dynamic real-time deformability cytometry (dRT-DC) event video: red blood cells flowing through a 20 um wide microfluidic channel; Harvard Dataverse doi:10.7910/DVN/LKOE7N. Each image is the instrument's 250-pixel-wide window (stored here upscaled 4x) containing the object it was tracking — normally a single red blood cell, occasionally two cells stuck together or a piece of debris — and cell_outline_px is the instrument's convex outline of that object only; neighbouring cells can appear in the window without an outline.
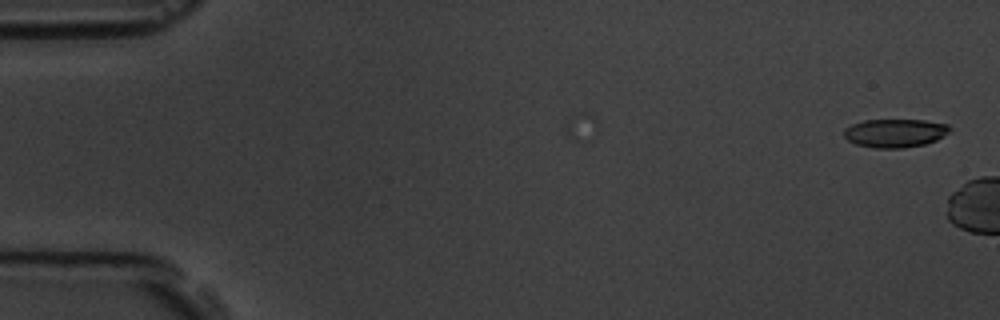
{"species": "common noctule bat (a hibernating species)", "species_latin": "Nyctalus noctula", "temperature_condition": "room temperature", "stored_images_in_passage": 2, "camera_frame_rate_fps": 3000, "um_per_image_px": 0.085, "animal": {"sex": "male", "body_mass_g": 19.5, "forearm_length_mm": 54.6}, "frame": {"image": 1, "passage_image": 2, "time_ms": 1.0, "image_size_px": [1000, 320], "cell_outline_px": [[952, 128], [948, 132], [936, 140], [924, 144], [904, 148], [876, 148], [856, 144], [848, 140], [844, 136], [844, 128], [852, 124], [864, 120], [924, 120], [948, 124]], "centroid_in_image_um": [76.07, 11.3], "position_along_channel_um": 8.9, "area_um2": 17.51}}